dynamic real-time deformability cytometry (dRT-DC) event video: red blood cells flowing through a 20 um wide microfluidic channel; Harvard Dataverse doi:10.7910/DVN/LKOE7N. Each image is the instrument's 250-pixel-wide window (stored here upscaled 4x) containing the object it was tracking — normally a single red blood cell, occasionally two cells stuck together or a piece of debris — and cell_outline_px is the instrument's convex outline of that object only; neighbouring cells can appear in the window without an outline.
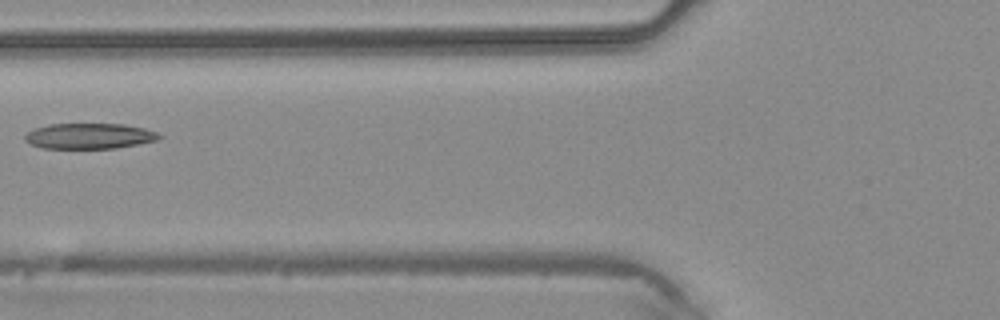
{"species": "common noctule bat (a hibernating species)", "species_latin": "Nyctalus noctula", "temperature_condition": "warm", "stored_images_in_passage": 4, "camera_frame_rate_fps": 3000, "um_per_image_px": 0.085, "animal": {"sex": "male", "body_mass_g": 20.4}, "frame": {"image": 1, "passage_image": 4, "time_ms": 1.0, "image_size_px": [1000, 320], "cell_outline_px": [[164, 136], [156, 140], [116, 148], [44, 148], [32, 144], [24, 140], [24, 136], [28, 132], [36, 128], [48, 124], [124, 124], [144, 128], [156, 132]], "centroid_in_image_um": [7.6, 11.56], "position_along_channel_um": 118.2, "area_um2": 19.83}}